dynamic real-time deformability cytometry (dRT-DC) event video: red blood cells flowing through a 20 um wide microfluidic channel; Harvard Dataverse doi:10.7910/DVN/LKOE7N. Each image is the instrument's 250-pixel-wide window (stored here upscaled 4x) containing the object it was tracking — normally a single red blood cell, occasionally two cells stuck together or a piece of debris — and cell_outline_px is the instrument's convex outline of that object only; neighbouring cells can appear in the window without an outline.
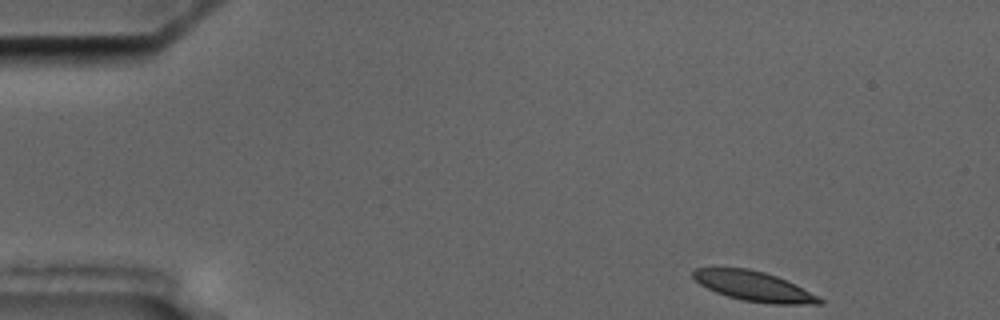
{"species": "common noctule bat (a hibernating species)", "species_latin": "Nyctalus noctula", "temperature_condition": "cold", "stored_images_in_passage": 52, "camera_frame_rate_fps": 3000, "um_per_image_px": 0.085, "animal": {"sex": "male", "body_mass_g": 17.5, "forearm_length_mm": 52.3}, "frame": {"image": 1, "passage_image": 1, "time_ms": 0.0, "image_size_px": [1000, 320], "cell_outline_px": [[824, 304], [772, 304], [740, 300], [716, 292], [700, 284], [692, 276], [692, 268], [748, 268], [764, 272], [776, 276], [796, 284], [824, 300]], "centroid_in_image_um": [64.08, 24.33], "position_along_channel_um": 20.9, "area_um2": 21.91}}
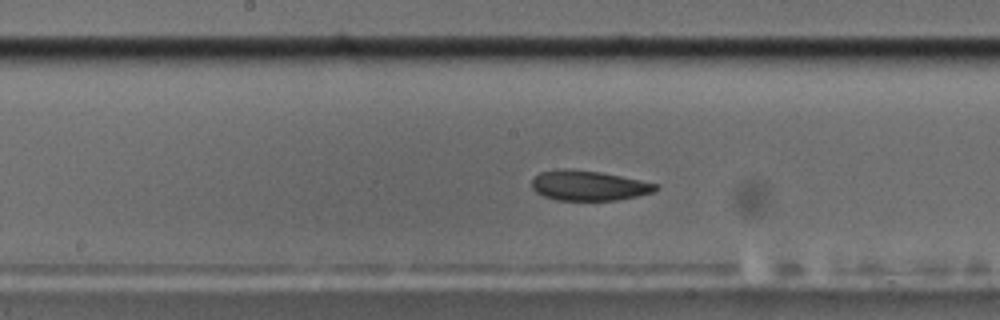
{"frame": {"image": 2, "passage_image": 24, "time_ms": 7.667, "image_size_px": [1000, 320], "cell_outline_px": [[660, 188], [652, 192], [636, 196], [616, 200], [556, 200], [544, 196], [536, 192], [532, 188], [532, 176], [540, 172], [556, 168], [572, 168], [600, 172], [660, 184]], "centroid_in_image_um": [50.0, 15.75], "position_along_channel_um": 198.2, "area_um2": 21.91}}
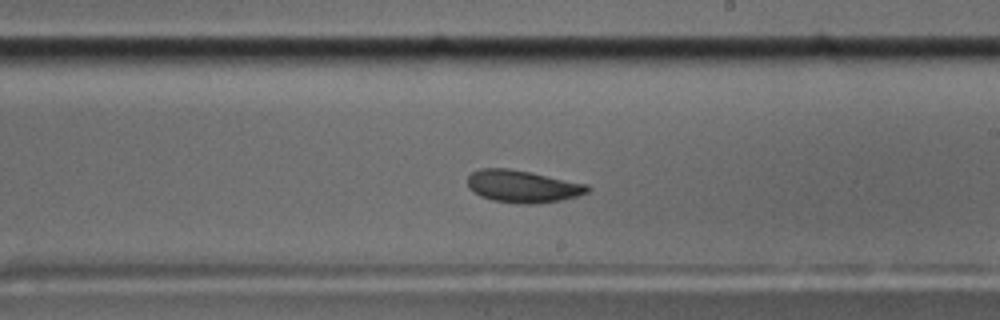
{"frame": {"image": 3, "passage_image": 28, "time_ms": 9.0, "image_size_px": [1000, 320], "cell_outline_px": [[592, 188], [588, 192], [576, 196], [560, 200], [536, 204], [520, 204], [492, 200], [480, 196], [468, 188], [468, 176], [472, 172], [480, 168], [508, 168], [532, 172], [588, 184]], "centroid_in_image_um": [44.43, 15.83], "position_along_channel_um": 244.6, "area_um2": 22.77}, "authors_computed_cell_mechanics": {"area_um2": 22.7443, "velocity_mm_per_s": 3.4961, "shape_relaxation_time_tau1_ms": 5.2823, "shape_relaxation_time_tau2_ms": 2.8424, "deformation_change_tau1": 0.1251, "deformation_change_tau2": 0.0873}}